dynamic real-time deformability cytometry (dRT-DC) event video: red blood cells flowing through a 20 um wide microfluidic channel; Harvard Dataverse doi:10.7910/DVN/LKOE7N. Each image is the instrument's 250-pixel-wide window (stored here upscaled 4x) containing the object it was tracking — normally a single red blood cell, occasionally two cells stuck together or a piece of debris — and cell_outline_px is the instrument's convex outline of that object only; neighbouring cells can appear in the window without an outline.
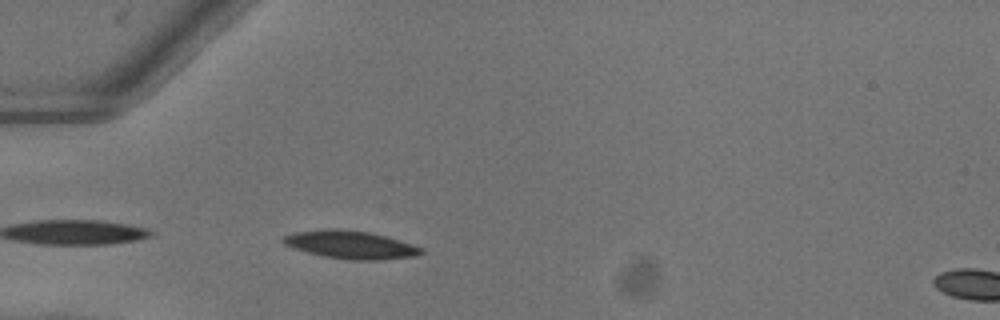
{"species": "common noctule bat (a hibernating species)", "species_latin": "Nyctalus noctula", "temperature_condition": "warm", "stored_images_in_passage": 30, "camera_frame_rate_fps": 3000, "um_per_image_px": 0.085, "animal": {"sex": "female"}, "frame": {"image": 1, "passage_image": 2, "time_ms": 0.333, "image_size_px": [1000, 320], "cell_outline_px": [[424, 252], [416, 256], [380, 260], [352, 260], [324, 256], [292, 248], [284, 244], [280, 240], [284, 236], [292, 232], [328, 228], [340, 228], [368, 232], [384, 236], [412, 244], [424, 248]], "centroid_in_image_um": [29.77, 20.79], "position_along_channel_um": 55.2, "area_um2": 22.6}}
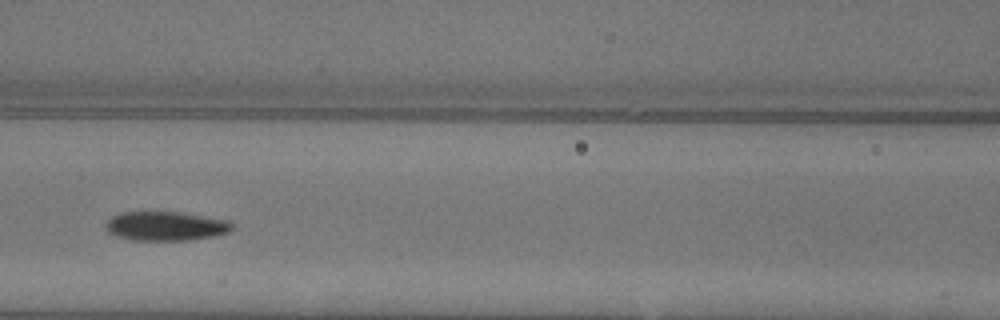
{"frame": {"image": 2, "passage_image": 10, "time_ms": 3.0, "image_size_px": [1000, 320], "cell_outline_px": [[232, 228], [228, 232], [216, 236], [188, 240], [132, 240], [116, 236], [108, 232], [104, 228], [104, 224], [112, 216], [120, 212], [184, 212], [228, 220], [232, 224]], "centroid_in_image_um": [14.06, 19.21], "position_along_channel_um": 152.5, "area_um2": 21.68}}
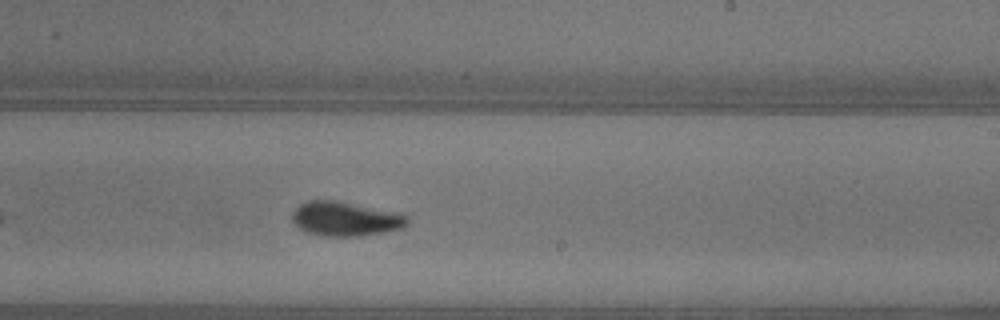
{"frame": {"image": 3, "passage_image": 18, "time_ms": 5.667, "image_size_px": [1000, 320], "cell_outline_px": [[408, 220], [400, 228], [384, 232], [360, 236], [324, 236], [308, 232], [300, 228], [292, 220], [292, 212], [300, 204], [308, 200], [336, 200], [392, 212], [408, 216]], "centroid_in_image_um": [29.29, 18.6], "position_along_channel_um": 259.7, "area_um2": 22.54}, "authors_computed_cell_mechanics": {"area_um2": 22.1952, "velocity_mm_per_s": 4.0329, "shape_relaxation_time_tau1_ms": 3.2311, "shape_relaxation_time_tau2_ms": 3.6902, "deformation_change_tau1": 0.1766, "deformation_change_tau2": 0.0975}}